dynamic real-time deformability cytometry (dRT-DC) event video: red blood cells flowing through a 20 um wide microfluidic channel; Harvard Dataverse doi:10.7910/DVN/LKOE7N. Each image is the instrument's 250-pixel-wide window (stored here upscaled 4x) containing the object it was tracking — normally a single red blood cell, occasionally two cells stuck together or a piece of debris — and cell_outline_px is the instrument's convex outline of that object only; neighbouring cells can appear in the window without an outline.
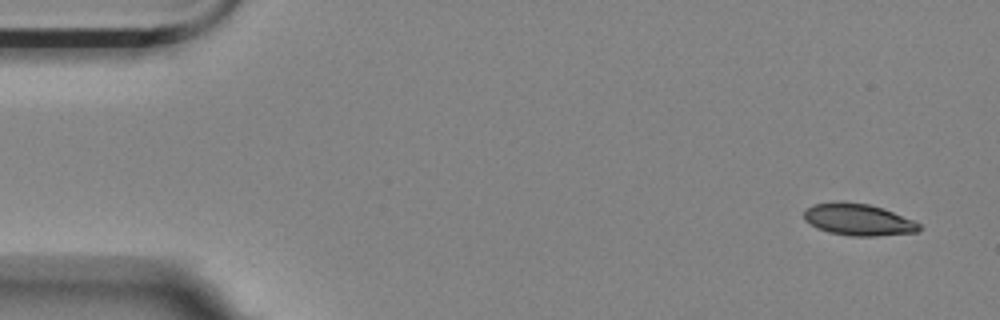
{"species": "Egyptian fruit bat (a non-hibernating species)", "species_latin": "Rousettus aegyptiacus", "temperature_condition": "room temperature", "stored_images_in_passage": 54, "camera_frame_rate_fps": 3000, "um_per_image_px": 0.085, "animal": {"sex": "female"}, "frame": {"image": 1, "passage_image": 1, "time_ms": 0.0, "image_size_px": [1000, 320], "cell_outline_px": [[920, 228], [916, 232], [876, 236], [852, 236], [828, 232], [816, 228], [804, 216], [804, 212], [812, 204], [836, 200], [844, 200], [868, 204], [884, 208], [912, 220], [920, 224]], "centroid_in_image_um": [72.93, 18.64], "position_along_channel_um": 12.1, "area_um2": 21.39}}
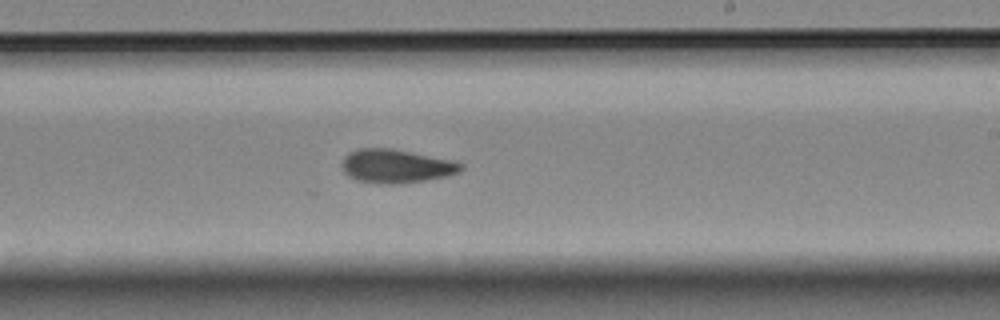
{"frame": {"image": 2, "passage_image": 31, "time_ms": 10.0, "image_size_px": [1000, 320], "cell_outline_px": [[464, 168], [460, 172], [448, 176], [400, 184], [380, 184], [356, 180], [348, 176], [344, 172], [340, 164], [344, 156], [348, 152], [356, 148], [392, 148], [448, 160], [464, 164]], "centroid_in_image_um": [33.61, 14.13], "position_along_channel_um": 255.4, "area_um2": 23.47}}
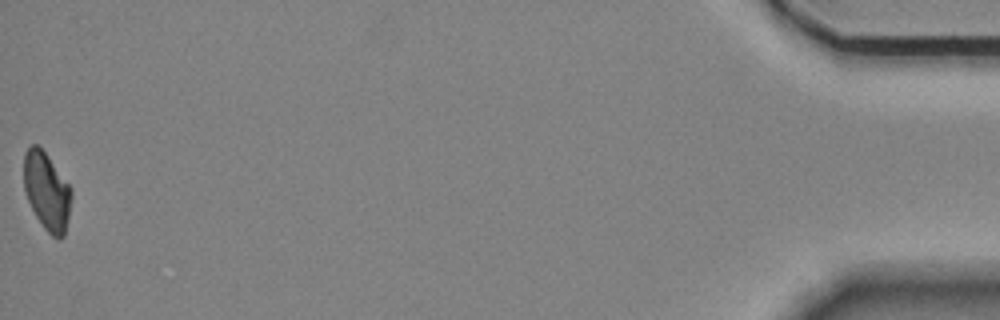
{"frame": {"image": 3, "passage_image": 54, "time_ms": 17.667, "image_size_px": [1000, 320], "cell_outline_px": [[72, 196], [64, 236], [60, 240], [52, 236], [44, 228], [36, 216], [28, 200], [24, 188], [24, 152], [32, 144], [36, 144], [44, 152], [68, 184], [72, 192]], "centroid_in_image_um": [3.97, 16.28], "position_along_channel_um": 431.2, "area_um2": 21.15}, "authors_computed_cell_mechanics": {"area_um2": 22.3397, "velocity_mm_per_s": 3.5596, "shape_relaxation_time_tau1_ms": 9.1897, "shape_relaxation_time_tau2_ms": 6.0442, "deformation_change_tau1": 0.1913, "deformation_change_tau2": 0.109}}